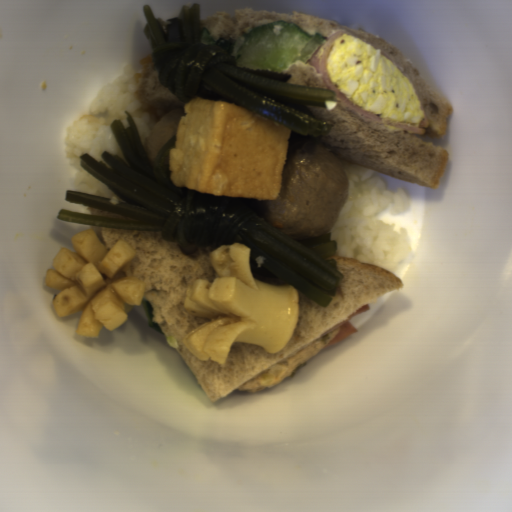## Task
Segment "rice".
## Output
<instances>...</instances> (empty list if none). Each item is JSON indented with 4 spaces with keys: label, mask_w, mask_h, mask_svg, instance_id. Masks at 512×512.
Listing matches in <instances>:
<instances>
[{
    "label": "rice",
    "mask_w": 512,
    "mask_h": 512,
    "mask_svg": "<svg viewBox=\"0 0 512 512\" xmlns=\"http://www.w3.org/2000/svg\"><path fill=\"white\" fill-rule=\"evenodd\" d=\"M340 162L349 179V199L330 232L334 254L395 270L413 258L414 244L404 227L384 223L379 213L403 217L413 206L412 197L402 187L389 190L378 172Z\"/></svg>",
    "instance_id": "1"
},
{
    "label": "rice",
    "mask_w": 512,
    "mask_h": 512,
    "mask_svg": "<svg viewBox=\"0 0 512 512\" xmlns=\"http://www.w3.org/2000/svg\"><path fill=\"white\" fill-rule=\"evenodd\" d=\"M148 58L149 56L143 58L137 66L131 63L123 65L122 74L108 81L91 97L87 113L66 127L64 154L69 165L77 170L74 178L77 192L125 201L85 170L81 166L80 156L88 153L110 169L113 167L101 157L106 151L113 157L118 155L130 168L131 165L111 128V123L115 119H120L127 129L130 125L128 115L124 111L129 112L137 127L141 143H145L161 120V116L152 109H146L136 96Z\"/></svg>",
    "instance_id": "2"
}]
</instances>
